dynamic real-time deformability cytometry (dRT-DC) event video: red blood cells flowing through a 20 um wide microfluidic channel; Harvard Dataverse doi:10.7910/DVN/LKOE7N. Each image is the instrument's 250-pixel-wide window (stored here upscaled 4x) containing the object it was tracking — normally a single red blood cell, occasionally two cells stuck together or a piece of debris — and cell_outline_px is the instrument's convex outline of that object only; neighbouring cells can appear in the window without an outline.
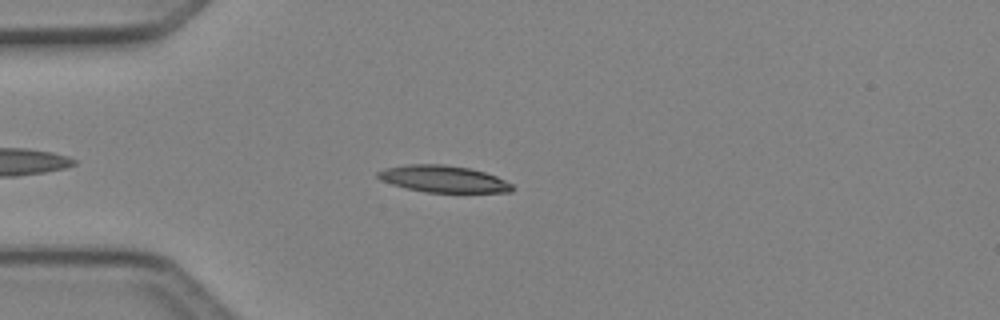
{"species": "Egyptian fruit bat (a non-hibernating species)", "species_latin": "Rousettus aegyptiacus", "temperature_condition": "cold", "stored_images_in_passage": 40, "camera_frame_rate_fps": 3000, "um_per_image_px": 0.085, "animal": {"sex": "female"}, "frame": {"image": 1, "passage_image": 7, "time_ms": 2.0, "image_size_px": [1000, 320], "cell_outline_px": [[512, 192], [428, 192], [408, 188], [392, 184], [380, 180], [376, 176], [376, 172], [384, 168], [408, 164], [444, 164], [468, 168], [484, 172], [496, 176], [512, 184]], "centroid_in_image_um": [37.64, 15.2], "position_along_channel_um": 47.4, "area_um2": 20.81}}
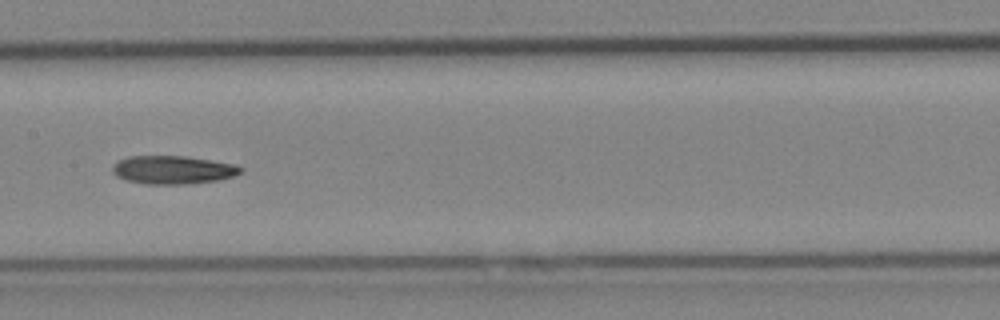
{"frame": {"image": 2, "passage_image": 19, "time_ms": 6.0, "image_size_px": [1000, 320], "cell_outline_px": [[244, 168], [240, 172], [232, 176], [220, 180], [184, 184], [148, 184], [124, 180], [116, 176], [112, 172], [112, 168], [120, 160], [128, 156], [184, 156], [236, 164]], "centroid_in_image_um": [14.7, 14.44], "position_along_channel_um": 192.7, "area_um2": 21.04}}
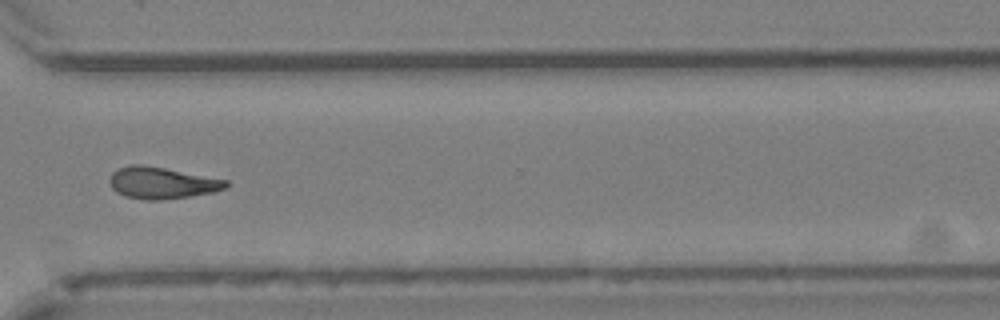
{"frame": {"image": 3, "passage_image": 31, "time_ms": 10.0, "image_size_px": [1000, 320], "cell_outline_px": [[228, 184], [224, 188], [212, 192], [188, 196], [160, 200], [148, 200], [124, 196], [116, 192], [112, 188], [108, 180], [112, 172], [116, 168], [128, 164], [144, 164], [228, 180]], "centroid_in_image_um": [13.68, 15.53], "position_along_channel_um": 356.9, "area_um2": 21.5}, "authors_computed_cell_mechanics": {"area_um2": 20.5768, "velocity_mm_per_s": 4.1021, "shape_relaxation_time_tau1_ms": null, "shape_relaxation_time_tau2_ms": 9.1083, "deformation_change_tau1": null, "deformation_change_tau2": 0.2389}}